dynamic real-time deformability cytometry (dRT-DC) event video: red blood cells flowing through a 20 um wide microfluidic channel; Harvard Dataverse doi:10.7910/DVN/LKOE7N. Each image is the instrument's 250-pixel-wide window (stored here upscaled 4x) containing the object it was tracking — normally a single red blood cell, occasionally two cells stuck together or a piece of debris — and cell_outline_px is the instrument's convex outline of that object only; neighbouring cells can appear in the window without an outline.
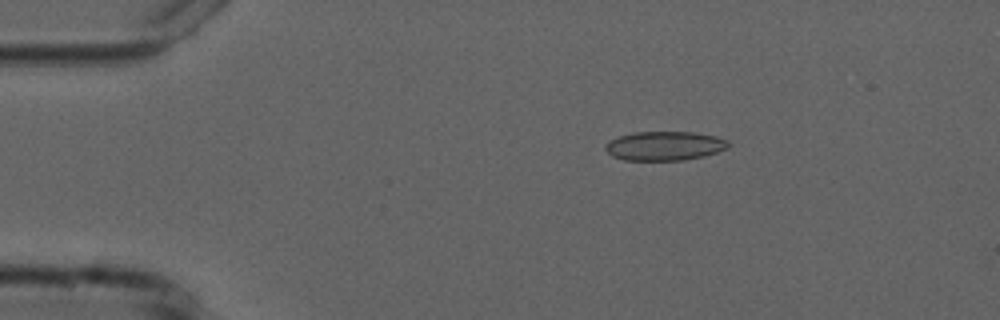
{"species": "common noctule bat (a hibernating species)", "species_latin": "Nyctalus noctula", "temperature_condition": "cold", "stored_images_in_passage": 2, "camera_frame_rate_fps": 3000, "um_per_image_px": 0.085, "animal": {"sex": "male", "forearm_length_mm": 52.5}, "frame": {"image": 1, "passage_image": 1, "time_ms": 0.0, "image_size_px": [1000, 320], "cell_outline_px": [[732, 144], [728, 148], [704, 156], [684, 160], [624, 160], [612, 156], [604, 148], [612, 140], [620, 136], [632, 132], [692, 132], [716, 136], [728, 140]], "centroid_in_image_um": [56.54, 12.4], "position_along_channel_um": 28.5, "area_um2": 20.81}}